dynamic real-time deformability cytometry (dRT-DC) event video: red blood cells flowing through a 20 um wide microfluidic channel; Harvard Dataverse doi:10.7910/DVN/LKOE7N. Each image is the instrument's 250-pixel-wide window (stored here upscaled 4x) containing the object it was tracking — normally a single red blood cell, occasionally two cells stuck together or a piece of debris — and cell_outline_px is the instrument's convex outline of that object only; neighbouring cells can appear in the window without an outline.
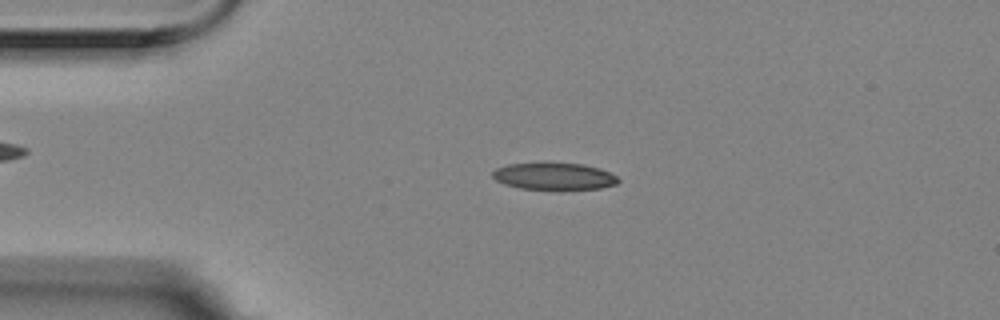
{"species": "Egyptian fruit bat (a non-hibernating species)", "species_latin": "Rousettus aegyptiacus", "temperature_condition": "room temperature", "stored_images_in_passage": 5, "camera_frame_rate_fps": 3000, "um_per_image_px": 0.085, "animal": {"sex": "female"}, "frame": {"image": 1, "passage_image": 4, "time_ms": 1.0, "image_size_px": [1000, 320], "cell_outline_px": [[620, 180], [616, 184], [600, 188], [520, 188], [504, 184], [496, 180], [492, 176], [492, 172], [496, 168], [508, 164], [584, 164], [600, 168], [616, 176]], "centroid_in_image_um": [47.09, 14.98], "position_along_channel_um": 37.9, "area_um2": 19.02}}